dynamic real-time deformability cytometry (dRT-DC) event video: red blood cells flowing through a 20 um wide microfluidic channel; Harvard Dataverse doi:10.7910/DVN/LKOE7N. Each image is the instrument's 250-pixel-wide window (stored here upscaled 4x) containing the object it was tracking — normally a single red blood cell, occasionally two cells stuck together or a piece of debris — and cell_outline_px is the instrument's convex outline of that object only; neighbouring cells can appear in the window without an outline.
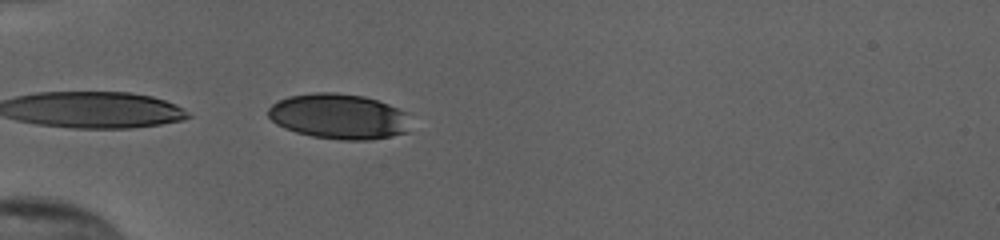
{"species": "human", "species_latin": "Homo sapiens", "temperature_condition": "cold", "stored_images_in_passage": 6, "camera_frame_rate_fps": 3000, "um_per_image_px": 0.085, "donor": {"sex": "female"}, "frame": {"image": 1, "passage_image": 1, "time_ms": 0.0, "image_size_px": [1000, 240], "cell_outline_px": [[408, 132], [392, 136], [372, 140], [344, 140], [312, 136], [296, 132], [284, 128], [276, 124], [268, 116], [268, 108], [276, 100], [288, 96], [316, 92], [336, 92], [364, 96], [388, 104], [404, 112]], "centroid_in_image_um": [28.73, 9.89], "position_along_channel_um": 56.3, "area_um2": 37.45}}